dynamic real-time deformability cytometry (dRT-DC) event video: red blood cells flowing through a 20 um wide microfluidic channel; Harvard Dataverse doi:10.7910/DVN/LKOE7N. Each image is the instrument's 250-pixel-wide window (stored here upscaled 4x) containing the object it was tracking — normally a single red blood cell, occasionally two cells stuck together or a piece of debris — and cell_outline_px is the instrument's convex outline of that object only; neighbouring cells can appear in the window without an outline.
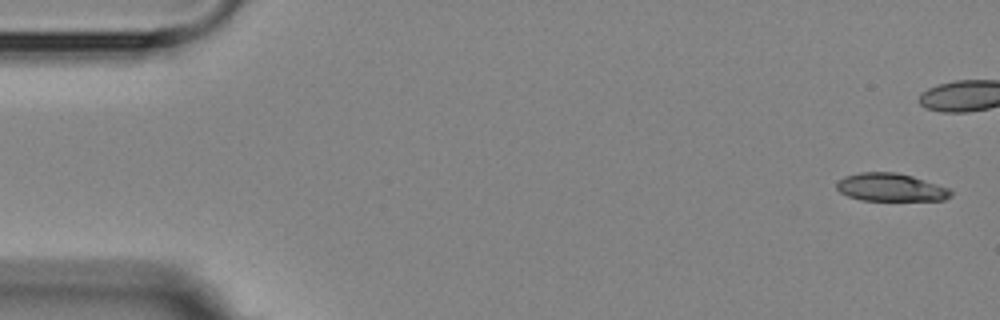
{"species": "Egyptian fruit bat (a non-hibernating species)", "species_latin": "Rousettus aegyptiacus", "temperature_condition": "room temperature", "stored_images_in_passage": 7, "camera_frame_rate_fps": 3000, "um_per_image_px": 0.085, "animal": {"sex": "female"}, "frame": {"image": 1, "passage_image": 1, "time_ms": 0.0, "image_size_px": [1000, 320], "cell_outline_px": [[952, 196], [944, 200], [860, 200], [848, 196], [840, 192], [836, 188], [836, 184], [844, 176], [860, 172], [896, 172], [912, 176], [948, 188], [952, 192]], "centroid_in_image_um": [75.69, 15.92], "position_along_channel_um": 9.3, "area_um2": 18.5}}
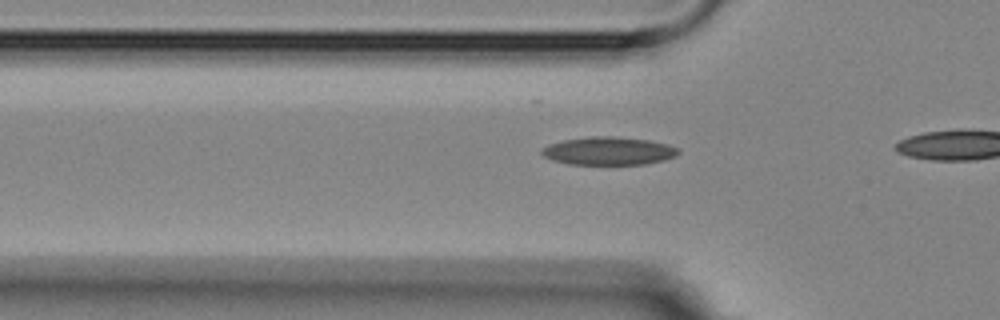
{"frame": {"image": 2, "passage_image": 7, "time_ms": 8.333, "image_size_px": [1000, 320], "cell_outline_px": [[680, 152], [676, 156], [664, 160], [644, 164], [568, 164], [552, 160], [544, 156], [540, 152], [544, 148], [552, 144], [564, 140], [592, 136], [612, 136], [648, 140], [668, 144], [680, 148]], "centroid_in_image_um": [51.78, 12.83], "position_along_channel_um": 74.0, "area_um2": 22.2}}